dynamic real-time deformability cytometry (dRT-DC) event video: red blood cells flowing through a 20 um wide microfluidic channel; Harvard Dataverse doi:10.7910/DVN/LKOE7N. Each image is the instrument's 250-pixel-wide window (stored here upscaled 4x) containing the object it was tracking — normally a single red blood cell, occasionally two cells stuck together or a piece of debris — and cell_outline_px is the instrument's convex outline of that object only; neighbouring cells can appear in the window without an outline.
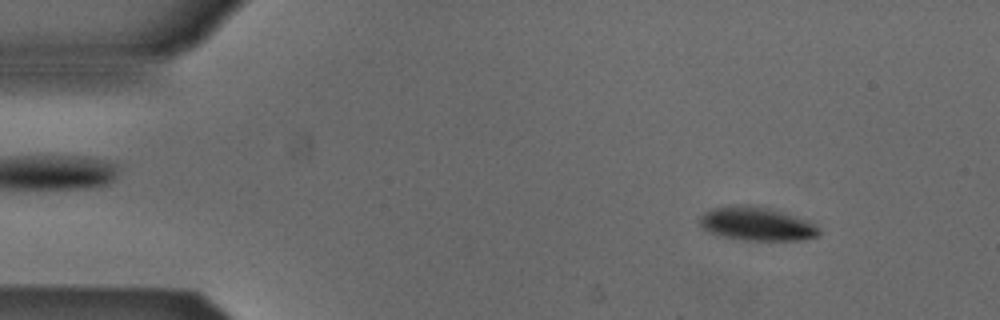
{"species": "Egyptian fruit bat (a non-hibernating species)", "species_latin": "Rousettus aegyptiacus", "temperature_condition": "cold", "stored_images_in_passage": 53, "camera_frame_rate_fps": 3000, "um_per_image_px": 0.085, "animal": {"sex": "male"}, "frame": {"image": 1, "passage_image": 6, "time_ms": 1.667, "image_size_px": [1000, 320], "cell_outline_px": [[820, 236], [804, 240], [744, 240], [724, 236], [712, 232], [704, 228], [700, 224], [700, 220], [704, 212], [712, 208], [736, 204], [748, 204], [768, 208], [816, 224], [820, 228]], "centroid_in_image_um": [64.35, 19.03], "position_along_channel_um": 20.7, "area_um2": 23.06}}
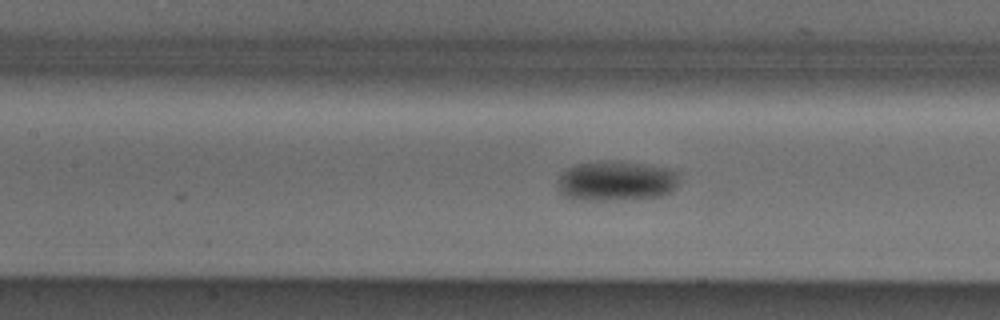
{"frame": {"image": 2, "passage_image": 23, "time_ms": 7.333, "image_size_px": [1000, 320], "cell_outline_px": [[680, 180], [676, 188], [672, 192], [660, 196], [612, 200], [572, 200], [564, 196], [556, 188], [556, 180], [568, 168], [576, 164], [596, 160], [620, 160], [648, 164], [668, 168], [680, 172]], "centroid_in_image_um": [52.38, 15.36], "position_along_channel_um": 155.0, "area_um2": 29.3}}
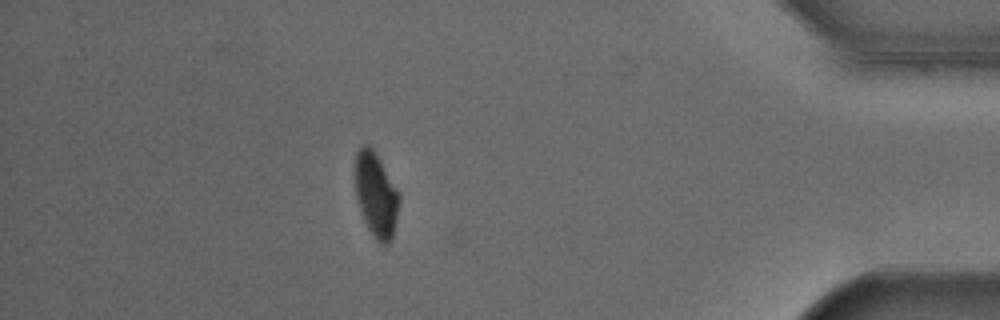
{"frame": {"image": 3, "passage_image": 46, "time_ms": 15.0, "image_size_px": [1000, 320], "cell_outline_px": [[400, 200], [392, 236], [388, 244], [380, 244], [372, 236], [364, 220], [356, 196], [356, 152], [364, 144], [368, 144], [376, 152], [400, 196]], "centroid_in_image_um": [31.96, 16.56], "position_along_channel_um": 403.2, "area_um2": 21.27}, "authors_computed_cell_mechanics": {"area_um2": 23.8714, "velocity_mm_per_s": 3.8591, "shape_relaxation_time_tau1_ms": 3.5393, "shape_relaxation_time_tau2_ms": null, "deformation_change_tau1": 0.0836, "deformation_change_tau2": null}}